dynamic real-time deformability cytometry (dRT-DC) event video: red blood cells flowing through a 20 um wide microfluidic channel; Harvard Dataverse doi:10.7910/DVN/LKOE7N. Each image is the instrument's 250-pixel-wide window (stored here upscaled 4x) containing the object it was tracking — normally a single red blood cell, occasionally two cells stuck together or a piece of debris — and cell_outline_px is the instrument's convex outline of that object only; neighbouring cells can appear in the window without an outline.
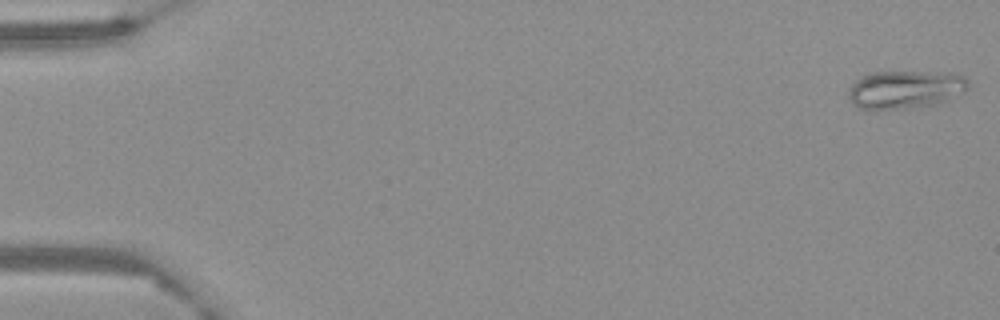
{"species": "Egyptian fruit bat (a non-hibernating species)", "species_latin": "Rousettus aegyptiacus", "temperature_condition": "warm", "stored_images_in_passage": 61, "camera_frame_rate_fps": 3000, "um_per_image_px": 0.085, "frame": {"image": 1, "passage_image": 1, "time_ms": 0.0, "image_size_px": [1000, 320], "cell_outline_px": [[968, 88], [964, 92], [948, 100], [936, 104], [920, 108], [876, 112], [856, 108], [852, 104], [848, 96], [848, 92], [852, 84], [856, 80], [872, 72], [952, 72], [964, 76], [968, 80]], "centroid_in_image_um": [76.93, 7.66], "position_along_channel_um": 8.1, "area_um2": 27.63}}
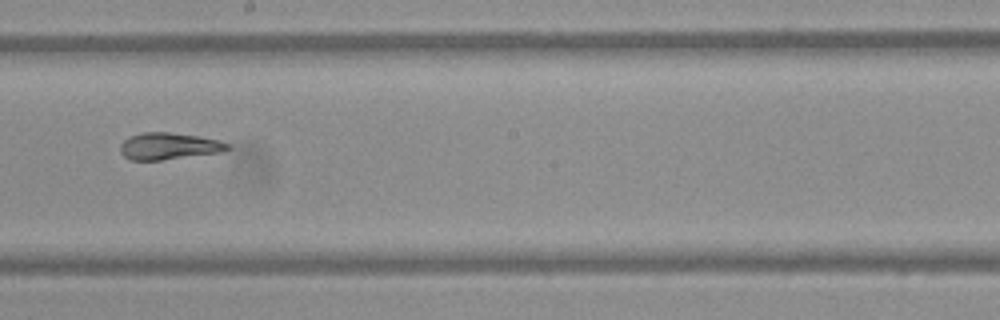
{"frame": {"image": 2, "passage_image": 35, "time_ms": 11.333, "image_size_px": [1000, 320], "cell_outline_px": [[232, 148], [224, 152], [160, 160], [132, 160], [124, 156], [120, 152], [120, 144], [128, 136], [144, 132], [168, 132], [200, 136], [220, 140], [232, 144]], "centroid_in_image_um": [14.41, 12.41], "position_along_channel_um": 233.8, "area_um2": 17.05}}
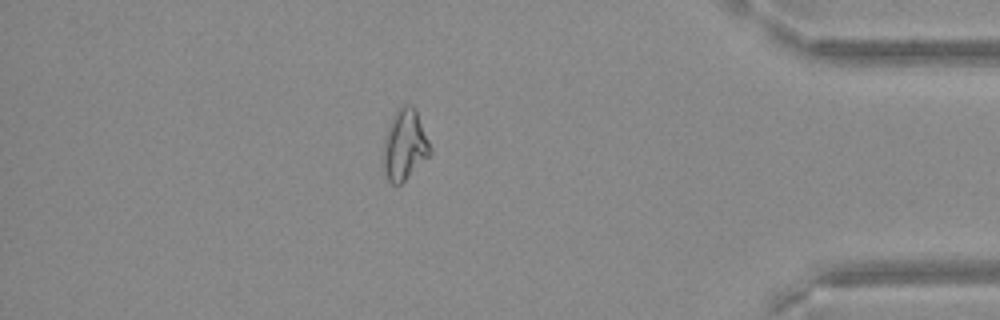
{"frame": {"image": 3, "passage_image": 53, "time_ms": 17.333, "image_size_px": [1000, 320], "cell_outline_px": [[432, 152], [400, 184], [392, 184], [388, 180], [384, 168], [384, 136], [392, 116], [404, 104], [412, 104], [416, 108], [432, 148]], "centroid_in_image_um": [34.41, 12.27], "position_along_channel_um": 400.8, "area_um2": 19.07}}